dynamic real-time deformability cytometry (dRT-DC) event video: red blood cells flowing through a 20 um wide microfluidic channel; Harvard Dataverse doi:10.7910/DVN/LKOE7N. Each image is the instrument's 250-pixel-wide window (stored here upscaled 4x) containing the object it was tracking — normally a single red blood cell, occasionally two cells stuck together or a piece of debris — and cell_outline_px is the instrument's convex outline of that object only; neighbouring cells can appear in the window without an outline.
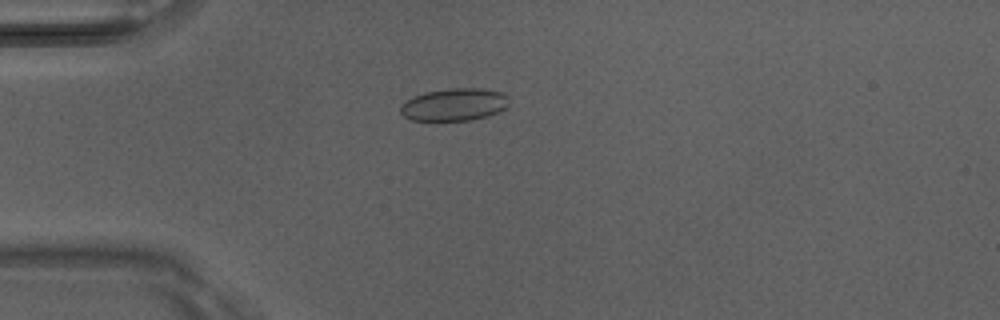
{"species": "Egyptian fruit bat (a non-hibernating species)", "species_latin": "Rousettus aegyptiacus", "temperature_condition": "room temperature", "stored_images_in_passage": 49, "camera_frame_rate_fps": 3000, "um_per_image_px": 0.085, "animal": {"sex": "male"}, "frame": {"image": 1, "passage_image": 14, "time_ms": 4.333, "image_size_px": [1000, 320], "cell_outline_px": [[508, 104], [500, 112], [488, 116], [468, 120], [412, 120], [404, 116], [400, 112], [400, 108], [412, 96], [424, 92], [448, 88], [480, 88], [500, 92], [508, 96]], "centroid_in_image_um": [38.62, 8.88], "position_along_channel_um": 46.4, "area_um2": 20.46}}
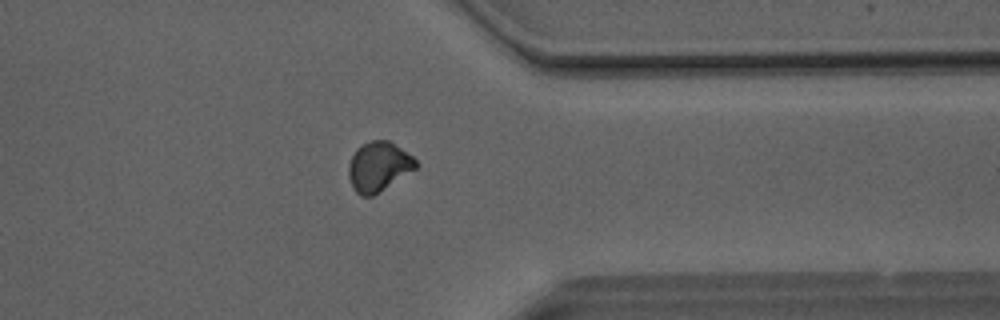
{"frame": {"image": 2, "passage_image": 40, "time_ms": 13.0, "image_size_px": [1000, 320], "cell_outline_px": [[420, 164], [416, 168], [372, 196], [360, 196], [352, 188], [348, 176], [348, 164], [356, 148], [372, 140], [388, 140], [412, 156]], "centroid_in_image_um": [32.15, 14.16], "position_along_channel_um": 379.2, "area_um2": 19.25}}
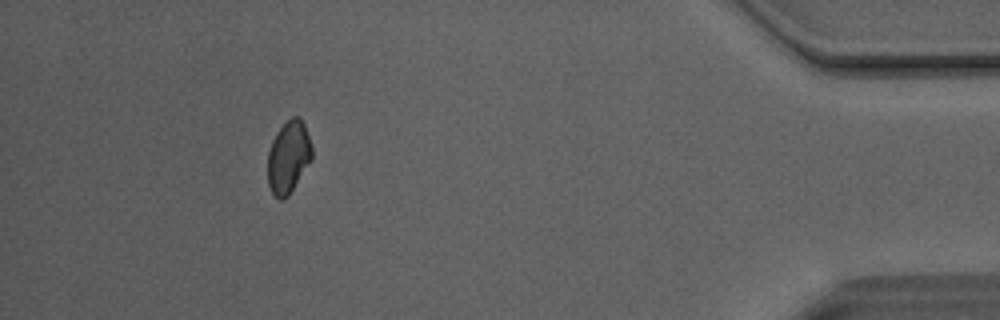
{"frame": {"image": 3, "passage_image": 46, "time_ms": 15.0, "image_size_px": [1000, 320], "cell_outline_px": [[312, 160], [288, 196], [284, 200], [280, 200], [272, 192], [268, 184], [268, 152], [272, 140], [276, 132], [292, 116], [300, 116], [304, 124], [312, 148]], "centroid_in_image_um": [24.52, 13.35], "position_along_channel_um": 410.7, "area_um2": 18.61}}